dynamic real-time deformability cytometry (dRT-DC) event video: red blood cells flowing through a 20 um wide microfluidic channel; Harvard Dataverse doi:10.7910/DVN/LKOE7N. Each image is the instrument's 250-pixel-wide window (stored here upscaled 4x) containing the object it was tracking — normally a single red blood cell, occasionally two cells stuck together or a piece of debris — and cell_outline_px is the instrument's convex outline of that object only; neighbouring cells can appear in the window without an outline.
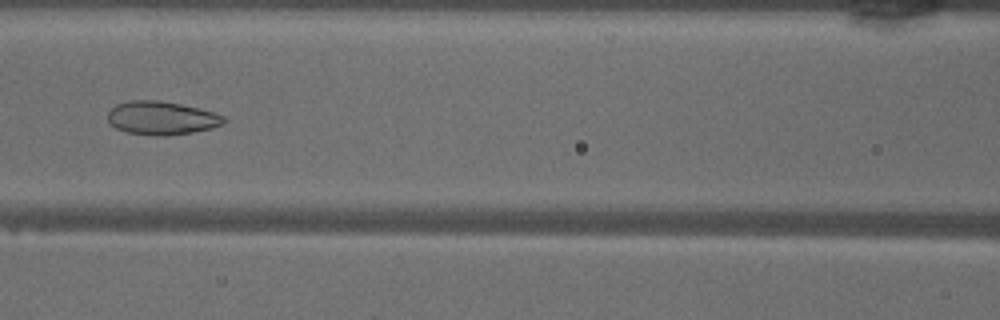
{"species": "common noctule bat (a hibernating species)", "species_latin": "Nyctalus noctula", "temperature_condition": "warm", "stored_images_in_passage": 50, "segment_of_instrument_passage": [1, 2], "camera_frame_rate_fps": 3000, "um_per_image_px": 0.085, "animal": {"sex": "male", "body_mass_g": 18.8}, "frame": {"image": 1, "passage_image": 21, "time_ms": 6.667, "image_size_px": [1000, 320], "cell_outline_px": [[228, 120], [224, 124], [212, 128], [192, 132], [164, 136], [156, 136], [124, 132], [116, 128], [108, 120], [108, 112], [116, 104], [128, 100], [160, 100], [180, 104], [212, 112], [224, 116]], "centroid_in_image_um": [13.73, 10.03], "position_along_channel_um": 152.9, "area_um2": 22.66}}
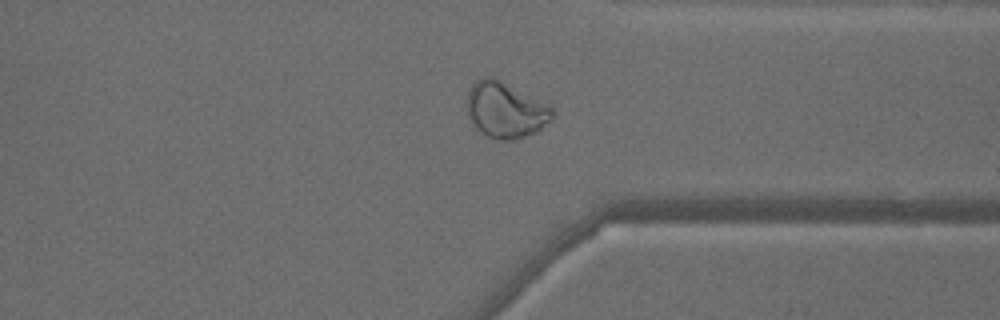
{"frame": {"image": 2, "passage_image": 37, "time_ms": 12.0, "image_size_px": [1000, 320], "cell_outline_px": [[552, 116], [536, 132], [516, 140], [496, 140], [488, 136], [468, 116], [468, 92], [472, 84], [476, 80], [484, 76], [492, 76], [552, 108]], "centroid_in_image_um": [42.93, 9.35], "position_along_channel_um": 368.5, "area_um2": 26.7}}
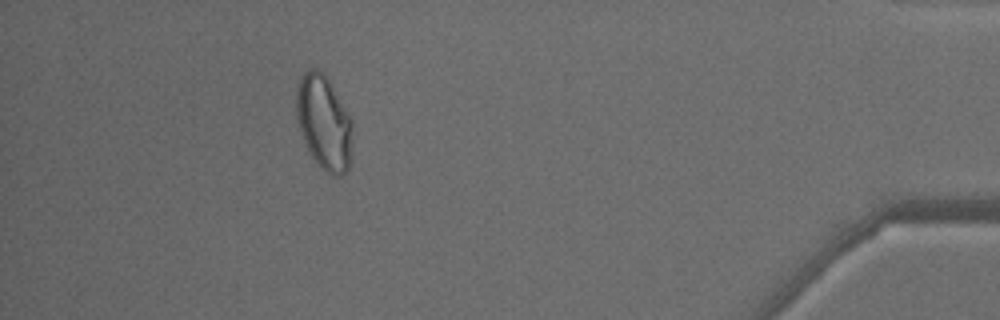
{"frame": {"image": 3, "passage_image": 44, "time_ms": 14.333, "image_size_px": [1000, 320], "cell_outline_px": [[352, 156], [348, 168], [340, 176], [332, 176], [324, 172], [316, 164], [300, 132], [296, 116], [296, 92], [300, 80], [304, 72], [308, 68], [316, 68], [324, 72], [332, 84], [352, 120]], "centroid_in_image_um": [27.55, 10.42], "position_along_channel_um": 407.7, "area_um2": 31.33}}